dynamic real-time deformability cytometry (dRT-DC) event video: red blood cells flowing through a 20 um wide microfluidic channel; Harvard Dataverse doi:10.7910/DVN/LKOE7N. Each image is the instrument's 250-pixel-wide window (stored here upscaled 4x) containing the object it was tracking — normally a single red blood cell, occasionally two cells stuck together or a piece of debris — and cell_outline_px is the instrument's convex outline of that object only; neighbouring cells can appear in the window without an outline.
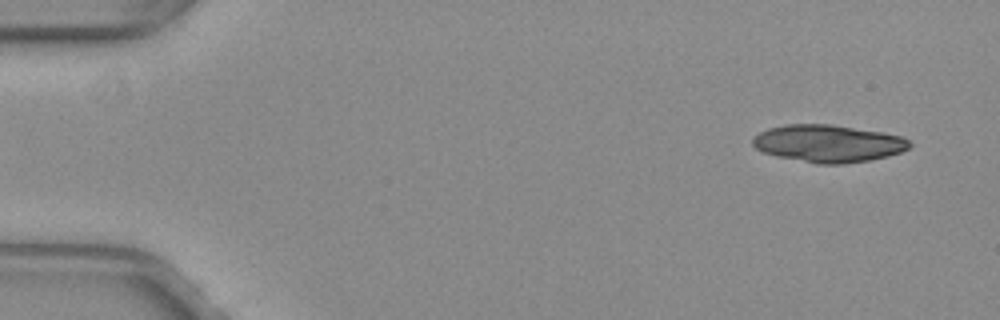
{"species": "common noctule bat (a hibernating species)", "species_latin": "Nyctalus noctula", "temperature_condition": "warm", "stored_images_in_passage": 51, "segment_of_instrument_passage": [1, 2], "camera_frame_rate_fps": 3000, "um_per_image_px": 0.085, "animal": {"sex": "female", "body_mass_g": 29.2, "forearm_length_mm": 56.3}, "frame": {"image": 1, "passage_image": 3, "time_ms": 0.667, "image_size_px": [1000, 320], "cell_outline_px": [[912, 144], [908, 148], [900, 152], [888, 156], [872, 160], [844, 164], [816, 164], [776, 156], [764, 152], [756, 148], [752, 144], [752, 140], [760, 132], [768, 128], [784, 124], [832, 124], [884, 132], [900, 136], [908, 140]], "centroid_in_image_um": [70.4, 12.19], "position_along_channel_um": 14.6, "area_um2": 34.33}}